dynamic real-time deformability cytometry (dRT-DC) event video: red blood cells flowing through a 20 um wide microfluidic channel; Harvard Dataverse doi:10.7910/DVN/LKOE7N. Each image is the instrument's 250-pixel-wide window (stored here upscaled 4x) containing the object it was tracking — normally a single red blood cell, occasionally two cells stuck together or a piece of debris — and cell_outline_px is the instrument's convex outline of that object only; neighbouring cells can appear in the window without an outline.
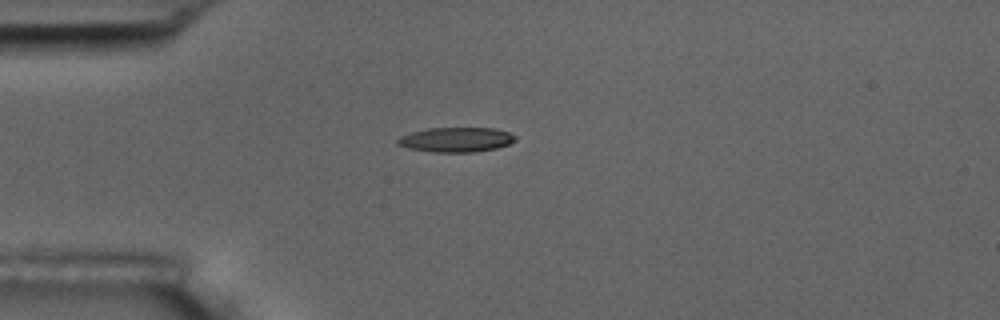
{"species": "common noctule bat (a hibernating species)", "species_latin": "Nyctalus noctula", "temperature_condition": "room temperature", "stored_images_in_passage": 3, "camera_frame_rate_fps": 3000, "um_per_image_px": 0.085, "animal": {"sex": "male", "body_mass_g": 17.5, "forearm_length_mm": 52.3}, "frame": {"image": 1, "passage_image": 1, "time_ms": 0.0, "image_size_px": [1000, 320], "cell_outline_px": [[516, 140], [508, 144], [496, 148], [476, 152], [432, 152], [408, 148], [396, 144], [396, 140], [400, 136], [412, 132], [428, 128], [492, 128], [508, 132], [516, 136]], "centroid_in_image_um": [38.75, 11.87], "position_along_channel_um": 46.3, "area_um2": 16.94}}
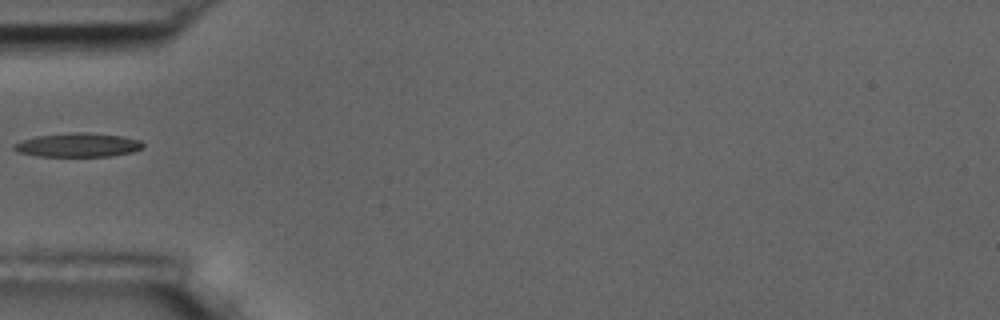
{"frame": {"image": 2, "passage_image": 2, "time_ms": 1.333, "image_size_px": [1000, 320], "cell_outline_px": [[144, 148], [132, 152], [112, 156], [36, 156], [16, 152], [12, 148], [12, 144], [36, 136], [72, 132], [84, 132], [124, 136], [140, 140], [144, 144]], "centroid_in_image_um": [6.63, 12.33], "position_along_channel_um": 78.4, "area_um2": 18.15}}